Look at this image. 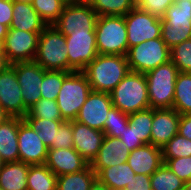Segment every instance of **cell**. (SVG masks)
Returning a JSON list of instances; mask_svg holds the SVG:
<instances>
[{
	"label": "cell",
	"mask_w": 191,
	"mask_h": 190,
	"mask_svg": "<svg viewBox=\"0 0 191 190\" xmlns=\"http://www.w3.org/2000/svg\"><path fill=\"white\" fill-rule=\"evenodd\" d=\"M82 72L92 91L110 94L130 68L126 56L98 54Z\"/></svg>",
	"instance_id": "cell-1"
},
{
	"label": "cell",
	"mask_w": 191,
	"mask_h": 190,
	"mask_svg": "<svg viewBox=\"0 0 191 190\" xmlns=\"http://www.w3.org/2000/svg\"><path fill=\"white\" fill-rule=\"evenodd\" d=\"M110 95L113 107L127 114L150 108L144 73L130 71Z\"/></svg>",
	"instance_id": "cell-2"
},
{
	"label": "cell",
	"mask_w": 191,
	"mask_h": 190,
	"mask_svg": "<svg viewBox=\"0 0 191 190\" xmlns=\"http://www.w3.org/2000/svg\"><path fill=\"white\" fill-rule=\"evenodd\" d=\"M178 73L171 60L145 73L150 108H173Z\"/></svg>",
	"instance_id": "cell-3"
},
{
	"label": "cell",
	"mask_w": 191,
	"mask_h": 190,
	"mask_svg": "<svg viewBox=\"0 0 191 190\" xmlns=\"http://www.w3.org/2000/svg\"><path fill=\"white\" fill-rule=\"evenodd\" d=\"M95 35L98 54L126 56L128 42L124 16H98Z\"/></svg>",
	"instance_id": "cell-4"
},
{
	"label": "cell",
	"mask_w": 191,
	"mask_h": 190,
	"mask_svg": "<svg viewBox=\"0 0 191 190\" xmlns=\"http://www.w3.org/2000/svg\"><path fill=\"white\" fill-rule=\"evenodd\" d=\"M34 61L45 70L68 72L66 37L54 25L41 32Z\"/></svg>",
	"instance_id": "cell-5"
},
{
	"label": "cell",
	"mask_w": 191,
	"mask_h": 190,
	"mask_svg": "<svg viewBox=\"0 0 191 190\" xmlns=\"http://www.w3.org/2000/svg\"><path fill=\"white\" fill-rule=\"evenodd\" d=\"M91 91L88 79L81 71L71 72L64 79L56 101L65 121L77 118Z\"/></svg>",
	"instance_id": "cell-6"
},
{
	"label": "cell",
	"mask_w": 191,
	"mask_h": 190,
	"mask_svg": "<svg viewBox=\"0 0 191 190\" xmlns=\"http://www.w3.org/2000/svg\"><path fill=\"white\" fill-rule=\"evenodd\" d=\"M161 39L171 49L191 39V1L175 0L161 24Z\"/></svg>",
	"instance_id": "cell-7"
},
{
	"label": "cell",
	"mask_w": 191,
	"mask_h": 190,
	"mask_svg": "<svg viewBox=\"0 0 191 190\" xmlns=\"http://www.w3.org/2000/svg\"><path fill=\"white\" fill-rule=\"evenodd\" d=\"M130 71L146 73L170 60V48L161 38L147 40L128 49Z\"/></svg>",
	"instance_id": "cell-8"
},
{
	"label": "cell",
	"mask_w": 191,
	"mask_h": 190,
	"mask_svg": "<svg viewBox=\"0 0 191 190\" xmlns=\"http://www.w3.org/2000/svg\"><path fill=\"white\" fill-rule=\"evenodd\" d=\"M128 49L144 41L161 38L162 19L133 8L125 16Z\"/></svg>",
	"instance_id": "cell-9"
},
{
	"label": "cell",
	"mask_w": 191,
	"mask_h": 190,
	"mask_svg": "<svg viewBox=\"0 0 191 190\" xmlns=\"http://www.w3.org/2000/svg\"><path fill=\"white\" fill-rule=\"evenodd\" d=\"M98 14L89 3L65 4L59 19L53 24L63 35L74 32H95Z\"/></svg>",
	"instance_id": "cell-10"
},
{
	"label": "cell",
	"mask_w": 191,
	"mask_h": 190,
	"mask_svg": "<svg viewBox=\"0 0 191 190\" xmlns=\"http://www.w3.org/2000/svg\"><path fill=\"white\" fill-rule=\"evenodd\" d=\"M66 37L68 72L83 71L98 55L95 32H72Z\"/></svg>",
	"instance_id": "cell-11"
},
{
	"label": "cell",
	"mask_w": 191,
	"mask_h": 190,
	"mask_svg": "<svg viewBox=\"0 0 191 190\" xmlns=\"http://www.w3.org/2000/svg\"><path fill=\"white\" fill-rule=\"evenodd\" d=\"M41 32L9 29L3 42L4 53L10 64L34 61Z\"/></svg>",
	"instance_id": "cell-12"
},
{
	"label": "cell",
	"mask_w": 191,
	"mask_h": 190,
	"mask_svg": "<svg viewBox=\"0 0 191 190\" xmlns=\"http://www.w3.org/2000/svg\"><path fill=\"white\" fill-rule=\"evenodd\" d=\"M11 66L21 87L24 106L30 109L41 99L40 85L43 81L44 68L35 61L17 62Z\"/></svg>",
	"instance_id": "cell-13"
},
{
	"label": "cell",
	"mask_w": 191,
	"mask_h": 190,
	"mask_svg": "<svg viewBox=\"0 0 191 190\" xmlns=\"http://www.w3.org/2000/svg\"><path fill=\"white\" fill-rule=\"evenodd\" d=\"M22 96L15 70L9 66L0 73V106L10 117L23 119L27 114Z\"/></svg>",
	"instance_id": "cell-14"
},
{
	"label": "cell",
	"mask_w": 191,
	"mask_h": 190,
	"mask_svg": "<svg viewBox=\"0 0 191 190\" xmlns=\"http://www.w3.org/2000/svg\"><path fill=\"white\" fill-rule=\"evenodd\" d=\"M113 107L109 93L91 91L75 121L103 131L108 112Z\"/></svg>",
	"instance_id": "cell-15"
},
{
	"label": "cell",
	"mask_w": 191,
	"mask_h": 190,
	"mask_svg": "<svg viewBox=\"0 0 191 190\" xmlns=\"http://www.w3.org/2000/svg\"><path fill=\"white\" fill-rule=\"evenodd\" d=\"M19 161L29 165L45 164L48 148L30 125L19 118L18 128Z\"/></svg>",
	"instance_id": "cell-16"
},
{
	"label": "cell",
	"mask_w": 191,
	"mask_h": 190,
	"mask_svg": "<svg viewBox=\"0 0 191 190\" xmlns=\"http://www.w3.org/2000/svg\"><path fill=\"white\" fill-rule=\"evenodd\" d=\"M179 122L174 108L153 109L151 144L162 149L178 133Z\"/></svg>",
	"instance_id": "cell-17"
},
{
	"label": "cell",
	"mask_w": 191,
	"mask_h": 190,
	"mask_svg": "<svg viewBox=\"0 0 191 190\" xmlns=\"http://www.w3.org/2000/svg\"><path fill=\"white\" fill-rule=\"evenodd\" d=\"M73 148L90 164L97 156L105 134L72 120Z\"/></svg>",
	"instance_id": "cell-18"
},
{
	"label": "cell",
	"mask_w": 191,
	"mask_h": 190,
	"mask_svg": "<svg viewBox=\"0 0 191 190\" xmlns=\"http://www.w3.org/2000/svg\"><path fill=\"white\" fill-rule=\"evenodd\" d=\"M45 165L56 175L83 171L90 164L74 149L48 150Z\"/></svg>",
	"instance_id": "cell-19"
},
{
	"label": "cell",
	"mask_w": 191,
	"mask_h": 190,
	"mask_svg": "<svg viewBox=\"0 0 191 190\" xmlns=\"http://www.w3.org/2000/svg\"><path fill=\"white\" fill-rule=\"evenodd\" d=\"M130 151L119 138L105 136L97 156L90 163L92 170L98 174L103 168L127 162Z\"/></svg>",
	"instance_id": "cell-20"
},
{
	"label": "cell",
	"mask_w": 191,
	"mask_h": 190,
	"mask_svg": "<svg viewBox=\"0 0 191 190\" xmlns=\"http://www.w3.org/2000/svg\"><path fill=\"white\" fill-rule=\"evenodd\" d=\"M127 163L136 175L151 176L163 164L162 149L152 144H144L130 151Z\"/></svg>",
	"instance_id": "cell-21"
},
{
	"label": "cell",
	"mask_w": 191,
	"mask_h": 190,
	"mask_svg": "<svg viewBox=\"0 0 191 190\" xmlns=\"http://www.w3.org/2000/svg\"><path fill=\"white\" fill-rule=\"evenodd\" d=\"M47 26L30 2L13 1L12 21L9 29L42 32Z\"/></svg>",
	"instance_id": "cell-22"
},
{
	"label": "cell",
	"mask_w": 191,
	"mask_h": 190,
	"mask_svg": "<svg viewBox=\"0 0 191 190\" xmlns=\"http://www.w3.org/2000/svg\"><path fill=\"white\" fill-rule=\"evenodd\" d=\"M19 117H10L0 124V158L5 162L19 161Z\"/></svg>",
	"instance_id": "cell-23"
},
{
	"label": "cell",
	"mask_w": 191,
	"mask_h": 190,
	"mask_svg": "<svg viewBox=\"0 0 191 190\" xmlns=\"http://www.w3.org/2000/svg\"><path fill=\"white\" fill-rule=\"evenodd\" d=\"M97 179L110 190H128L136 180V174L127 162L112 167L103 168Z\"/></svg>",
	"instance_id": "cell-24"
},
{
	"label": "cell",
	"mask_w": 191,
	"mask_h": 190,
	"mask_svg": "<svg viewBox=\"0 0 191 190\" xmlns=\"http://www.w3.org/2000/svg\"><path fill=\"white\" fill-rule=\"evenodd\" d=\"M29 164L21 161L4 163L0 170L2 190H27Z\"/></svg>",
	"instance_id": "cell-25"
},
{
	"label": "cell",
	"mask_w": 191,
	"mask_h": 190,
	"mask_svg": "<svg viewBox=\"0 0 191 190\" xmlns=\"http://www.w3.org/2000/svg\"><path fill=\"white\" fill-rule=\"evenodd\" d=\"M97 174L89 165L83 171L57 176L56 190H89Z\"/></svg>",
	"instance_id": "cell-26"
},
{
	"label": "cell",
	"mask_w": 191,
	"mask_h": 190,
	"mask_svg": "<svg viewBox=\"0 0 191 190\" xmlns=\"http://www.w3.org/2000/svg\"><path fill=\"white\" fill-rule=\"evenodd\" d=\"M57 176L45 165H30L27 190H56Z\"/></svg>",
	"instance_id": "cell-27"
},
{
	"label": "cell",
	"mask_w": 191,
	"mask_h": 190,
	"mask_svg": "<svg viewBox=\"0 0 191 190\" xmlns=\"http://www.w3.org/2000/svg\"><path fill=\"white\" fill-rule=\"evenodd\" d=\"M173 108L180 115L191 114V73H178Z\"/></svg>",
	"instance_id": "cell-28"
},
{
	"label": "cell",
	"mask_w": 191,
	"mask_h": 190,
	"mask_svg": "<svg viewBox=\"0 0 191 190\" xmlns=\"http://www.w3.org/2000/svg\"><path fill=\"white\" fill-rule=\"evenodd\" d=\"M37 132L38 137L48 150L56 149V136L60 125L65 120H45L40 118H23Z\"/></svg>",
	"instance_id": "cell-29"
},
{
	"label": "cell",
	"mask_w": 191,
	"mask_h": 190,
	"mask_svg": "<svg viewBox=\"0 0 191 190\" xmlns=\"http://www.w3.org/2000/svg\"><path fill=\"white\" fill-rule=\"evenodd\" d=\"M98 16H125L136 7V0H89Z\"/></svg>",
	"instance_id": "cell-30"
},
{
	"label": "cell",
	"mask_w": 191,
	"mask_h": 190,
	"mask_svg": "<svg viewBox=\"0 0 191 190\" xmlns=\"http://www.w3.org/2000/svg\"><path fill=\"white\" fill-rule=\"evenodd\" d=\"M151 190H183L182 181L164 163L150 176Z\"/></svg>",
	"instance_id": "cell-31"
},
{
	"label": "cell",
	"mask_w": 191,
	"mask_h": 190,
	"mask_svg": "<svg viewBox=\"0 0 191 190\" xmlns=\"http://www.w3.org/2000/svg\"><path fill=\"white\" fill-rule=\"evenodd\" d=\"M153 109L147 108L138 112L130 113L128 121L135 127L137 139L143 144H151Z\"/></svg>",
	"instance_id": "cell-32"
},
{
	"label": "cell",
	"mask_w": 191,
	"mask_h": 190,
	"mask_svg": "<svg viewBox=\"0 0 191 190\" xmlns=\"http://www.w3.org/2000/svg\"><path fill=\"white\" fill-rule=\"evenodd\" d=\"M70 73L71 72L67 71H55L44 69L43 81L40 85L41 98L47 100H56L64 79Z\"/></svg>",
	"instance_id": "cell-33"
},
{
	"label": "cell",
	"mask_w": 191,
	"mask_h": 190,
	"mask_svg": "<svg viewBox=\"0 0 191 190\" xmlns=\"http://www.w3.org/2000/svg\"><path fill=\"white\" fill-rule=\"evenodd\" d=\"M31 4L47 25L59 19L65 6L62 0H32Z\"/></svg>",
	"instance_id": "cell-34"
},
{
	"label": "cell",
	"mask_w": 191,
	"mask_h": 190,
	"mask_svg": "<svg viewBox=\"0 0 191 190\" xmlns=\"http://www.w3.org/2000/svg\"><path fill=\"white\" fill-rule=\"evenodd\" d=\"M24 118H40L45 120H64L56 100L41 98L36 104L28 109Z\"/></svg>",
	"instance_id": "cell-35"
},
{
	"label": "cell",
	"mask_w": 191,
	"mask_h": 190,
	"mask_svg": "<svg viewBox=\"0 0 191 190\" xmlns=\"http://www.w3.org/2000/svg\"><path fill=\"white\" fill-rule=\"evenodd\" d=\"M128 115L118 108L112 107L108 112L107 120L104 122L103 132L105 136L119 138L122 131L128 126Z\"/></svg>",
	"instance_id": "cell-36"
},
{
	"label": "cell",
	"mask_w": 191,
	"mask_h": 190,
	"mask_svg": "<svg viewBox=\"0 0 191 190\" xmlns=\"http://www.w3.org/2000/svg\"><path fill=\"white\" fill-rule=\"evenodd\" d=\"M191 156V140L176 134L163 148V159H176Z\"/></svg>",
	"instance_id": "cell-37"
},
{
	"label": "cell",
	"mask_w": 191,
	"mask_h": 190,
	"mask_svg": "<svg viewBox=\"0 0 191 190\" xmlns=\"http://www.w3.org/2000/svg\"><path fill=\"white\" fill-rule=\"evenodd\" d=\"M170 60L179 72L191 73V39L173 46L170 49Z\"/></svg>",
	"instance_id": "cell-38"
},
{
	"label": "cell",
	"mask_w": 191,
	"mask_h": 190,
	"mask_svg": "<svg viewBox=\"0 0 191 190\" xmlns=\"http://www.w3.org/2000/svg\"><path fill=\"white\" fill-rule=\"evenodd\" d=\"M175 0H136V7L152 16L163 19L167 9Z\"/></svg>",
	"instance_id": "cell-39"
},
{
	"label": "cell",
	"mask_w": 191,
	"mask_h": 190,
	"mask_svg": "<svg viewBox=\"0 0 191 190\" xmlns=\"http://www.w3.org/2000/svg\"><path fill=\"white\" fill-rule=\"evenodd\" d=\"M163 163L182 181L191 180V156L176 159H163Z\"/></svg>",
	"instance_id": "cell-40"
},
{
	"label": "cell",
	"mask_w": 191,
	"mask_h": 190,
	"mask_svg": "<svg viewBox=\"0 0 191 190\" xmlns=\"http://www.w3.org/2000/svg\"><path fill=\"white\" fill-rule=\"evenodd\" d=\"M73 144L72 120L64 121L60 125L56 136V149L73 148Z\"/></svg>",
	"instance_id": "cell-41"
},
{
	"label": "cell",
	"mask_w": 191,
	"mask_h": 190,
	"mask_svg": "<svg viewBox=\"0 0 191 190\" xmlns=\"http://www.w3.org/2000/svg\"><path fill=\"white\" fill-rule=\"evenodd\" d=\"M134 128L133 124L128 121L127 128L122 131V135L119 137L121 142L126 145V148H128L129 151H133L134 149L144 145L139 139H137Z\"/></svg>",
	"instance_id": "cell-42"
},
{
	"label": "cell",
	"mask_w": 191,
	"mask_h": 190,
	"mask_svg": "<svg viewBox=\"0 0 191 190\" xmlns=\"http://www.w3.org/2000/svg\"><path fill=\"white\" fill-rule=\"evenodd\" d=\"M13 12V0H0V24L7 26L11 25Z\"/></svg>",
	"instance_id": "cell-43"
},
{
	"label": "cell",
	"mask_w": 191,
	"mask_h": 190,
	"mask_svg": "<svg viewBox=\"0 0 191 190\" xmlns=\"http://www.w3.org/2000/svg\"><path fill=\"white\" fill-rule=\"evenodd\" d=\"M178 134L191 140V114L180 115Z\"/></svg>",
	"instance_id": "cell-44"
},
{
	"label": "cell",
	"mask_w": 191,
	"mask_h": 190,
	"mask_svg": "<svg viewBox=\"0 0 191 190\" xmlns=\"http://www.w3.org/2000/svg\"><path fill=\"white\" fill-rule=\"evenodd\" d=\"M128 190H151L150 176L144 174H137Z\"/></svg>",
	"instance_id": "cell-45"
},
{
	"label": "cell",
	"mask_w": 191,
	"mask_h": 190,
	"mask_svg": "<svg viewBox=\"0 0 191 190\" xmlns=\"http://www.w3.org/2000/svg\"><path fill=\"white\" fill-rule=\"evenodd\" d=\"M11 64L8 62L4 52H0V73L6 70Z\"/></svg>",
	"instance_id": "cell-46"
},
{
	"label": "cell",
	"mask_w": 191,
	"mask_h": 190,
	"mask_svg": "<svg viewBox=\"0 0 191 190\" xmlns=\"http://www.w3.org/2000/svg\"><path fill=\"white\" fill-rule=\"evenodd\" d=\"M89 190H110L106 185L102 184L98 179H96L90 186Z\"/></svg>",
	"instance_id": "cell-47"
},
{
	"label": "cell",
	"mask_w": 191,
	"mask_h": 190,
	"mask_svg": "<svg viewBox=\"0 0 191 190\" xmlns=\"http://www.w3.org/2000/svg\"><path fill=\"white\" fill-rule=\"evenodd\" d=\"M9 28L5 25L0 24V39L4 42L6 35L8 34Z\"/></svg>",
	"instance_id": "cell-48"
},
{
	"label": "cell",
	"mask_w": 191,
	"mask_h": 190,
	"mask_svg": "<svg viewBox=\"0 0 191 190\" xmlns=\"http://www.w3.org/2000/svg\"><path fill=\"white\" fill-rule=\"evenodd\" d=\"M10 116L5 112V110L0 106V124L4 123Z\"/></svg>",
	"instance_id": "cell-49"
},
{
	"label": "cell",
	"mask_w": 191,
	"mask_h": 190,
	"mask_svg": "<svg viewBox=\"0 0 191 190\" xmlns=\"http://www.w3.org/2000/svg\"><path fill=\"white\" fill-rule=\"evenodd\" d=\"M65 4H82L87 3L89 0H62Z\"/></svg>",
	"instance_id": "cell-50"
},
{
	"label": "cell",
	"mask_w": 191,
	"mask_h": 190,
	"mask_svg": "<svg viewBox=\"0 0 191 190\" xmlns=\"http://www.w3.org/2000/svg\"><path fill=\"white\" fill-rule=\"evenodd\" d=\"M183 190H191V180H188L187 182H185Z\"/></svg>",
	"instance_id": "cell-51"
},
{
	"label": "cell",
	"mask_w": 191,
	"mask_h": 190,
	"mask_svg": "<svg viewBox=\"0 0 191 190\" xmlns=\"http://www.w3.org/2000/svg\"><path fill=\"white\" fill-rule=\"evenodd\" d=\"M0 52H4V44L1 39H0Z\"/></svg>",
	"instance_id": "cell-52"
},
{
	"label": "cell",
	"mask_w": 191,
	"mask_h": 190,
	"mask_svg": "<svg viewBox=\"0 0 191 190\" xmlns=\"http://www.w3.org/2000/svg\"><path fill=\"white\" fill-rule=\"evenodd\" d=\"M4 163H5V162L0 158V170L2 169Z\"/></svg>",
	"instance_id": "cell-53"
},
{
	"label": "cell",
	"mask_w": 191,
	"mask_h": 190,
	"mask_svg": "<svg viewBox=\"0 0 191 190\" xmlns=\"http://www.w3.org/2000/svg\"><path fill=\"white\" fill-rule=\"evenodd\" d=\"M13 1H19V2H32V0H13Z\"/></svg>",
	"instance_id": "cell-54"
}]
</instances>
